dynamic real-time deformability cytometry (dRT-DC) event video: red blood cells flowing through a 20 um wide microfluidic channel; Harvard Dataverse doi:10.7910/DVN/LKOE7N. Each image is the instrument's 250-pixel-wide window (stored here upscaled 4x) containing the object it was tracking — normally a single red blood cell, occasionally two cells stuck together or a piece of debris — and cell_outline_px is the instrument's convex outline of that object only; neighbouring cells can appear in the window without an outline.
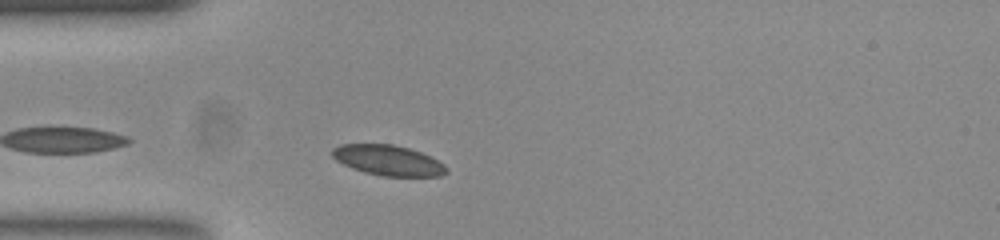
{"species": "common noctule bat (a hibernating species)", "species_latin": "Nyctalus noctula", "temperature_condition": "room temperature", "stored_images_in_passage": 9, "camera_frame_rate_fps": 3000, "um_per_image_px": 0.085, "animal": {"sex": "female", "body_mass_g": 23.0, "forearm_length_mm": 53.4}, "frame": {"image": 1, "passage_image": 4, "time_ms": 1.0, "image_size_px": [1000, 240], "cell_outline_px": [[444, 172], [440, 176], [380, 176], [352, 168], [336, 160], [332, 156], [332, 148], [344, 144], [392, 144], [408, 148], [420, 152], [436, 160], [444, 168]], "centroid_in_image_um": [32.91, 13.62], "position_along_channel_um": 52.1, "area_um2": 19.65}}